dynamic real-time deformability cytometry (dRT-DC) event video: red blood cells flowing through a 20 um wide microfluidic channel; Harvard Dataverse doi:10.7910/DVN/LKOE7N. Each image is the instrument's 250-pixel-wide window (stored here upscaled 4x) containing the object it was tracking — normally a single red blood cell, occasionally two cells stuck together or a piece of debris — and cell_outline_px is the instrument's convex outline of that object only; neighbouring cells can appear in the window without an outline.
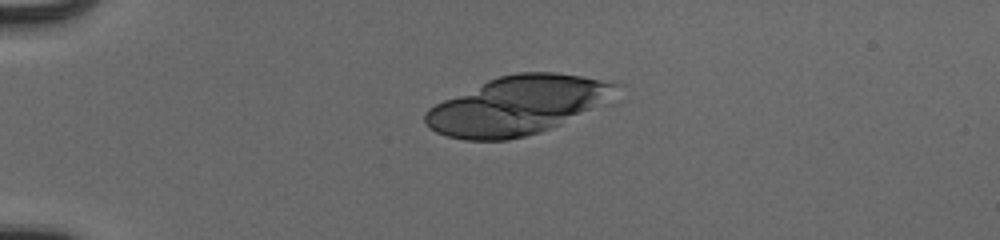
{"species": "human", "species_latin": "Homo sapiens", "temperature_condition": "cold", "stored_images_in_passage": 25, "camera_frame_rate_fps": 3000, "um_per_image_px": 0.085, "donor": {"sex": "male"}, "frame": {"image": 1, "passage_image": 14, "time_ms": 4.333, "image_size_px": [1000, 240], "cell_outline_px": [[624, 84], [588, 108], [560, 124], [540, 132], [508, 140], [464, 140], [448, 136], [436, 132], [424, 120], [424, 112], [428, 108], [444, 100], [488, 80], [500, 76], [520, 72], [556, 72], [580, 76]], "centroid_in_image_um": [43.87, 8.96], "position_along_channel_um": 41.1, "area_um2": 63.12}}